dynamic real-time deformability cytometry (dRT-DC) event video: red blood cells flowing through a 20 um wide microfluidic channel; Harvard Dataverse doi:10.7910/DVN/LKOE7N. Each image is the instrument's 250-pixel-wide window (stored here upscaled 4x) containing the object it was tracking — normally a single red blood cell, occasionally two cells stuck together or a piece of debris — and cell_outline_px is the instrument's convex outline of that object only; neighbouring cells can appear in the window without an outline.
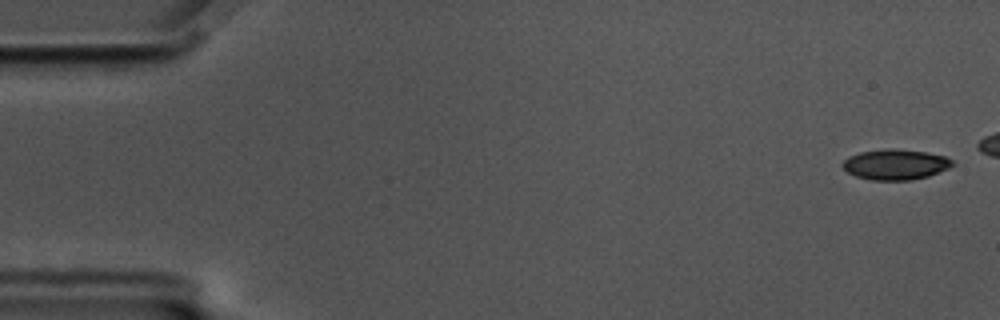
{"species": "common noctule bat (a hibernating species)", "species_latin": "Nyctalus noctula", "temperature_condition": "cold", "stored_images_in_passage": 48, "camera_frame_rate_fps": 3000, "um_per_image_px": 0.085, "animal": {"sex": "male", "body_mass_g": 17.5, "forearm_length_mm": 52.3}, "frame": {"image": 1, "passage_image": 2, "time_ms": 0.333, "image_size_px": [1000, 320], "cell_outline_px": [[956, 164], [948, 168], [928, 176], [912, 180], [872, 180], [856, 176], [848, 172], [840, 164], [848, 156], [860, 152], [892, 148], [924, 152], [944, 156], [952, 160]], "centroid_in_image_um": [76.1, 13.98], "position_along_channel_um": 8.9, "area_um2": 19.36}}
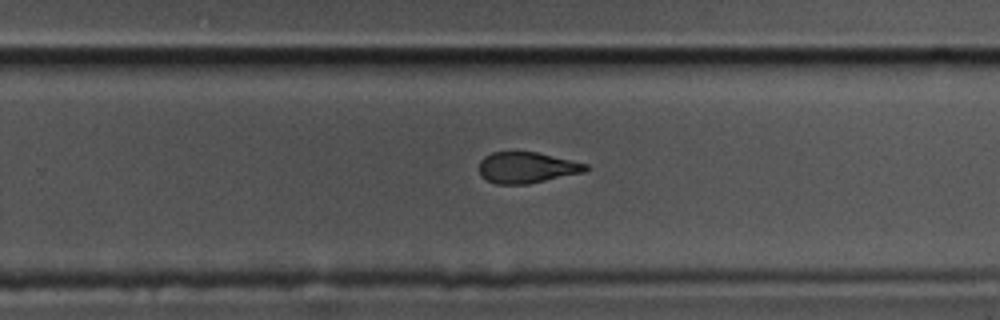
{"frame": {"image": 2, "passage_image": 37, "time_ms": 12.0, "image_size_px": [1000, 320], "cell_outline_px": [[588, 168], [584, 172], [528, 184], [496, 184], [480, 176], [476, 168], [480, 160], [484, 156], [492, 152], [536, 152], [572, 160], [588, 164]], "centroid_in_image_um": [44.72, 14.24], "position_along_channel_um": 285.1, "area_um2": 19.42}}
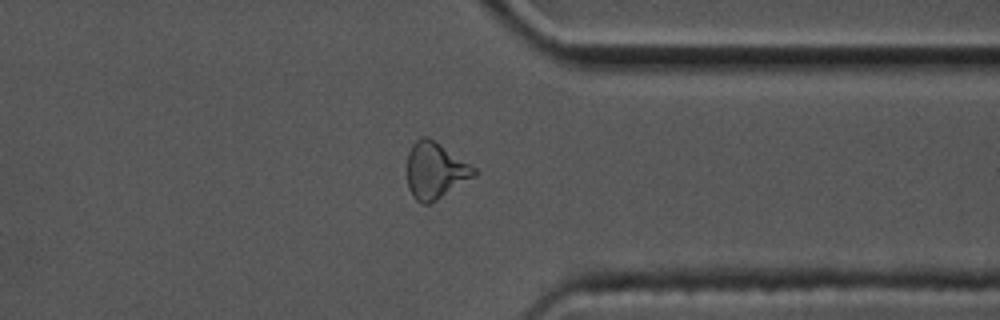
{"frame": {"image": 3, "passage_image": 45, "time_ms": 14.667, "image_size_px": [1000, 320], "cell_outline_px": [[480, 172], [476, 176], [436, 200], [428, 204], [420, 204], [412, 196], [408, 188], [408, 152], [412, 144], [420, 136], [428, 136], [476, 168]], "centroid_in_image_um": [37.0, 14.5], "position_along_channel_um": 374.4, "area_um2": 22.08}}